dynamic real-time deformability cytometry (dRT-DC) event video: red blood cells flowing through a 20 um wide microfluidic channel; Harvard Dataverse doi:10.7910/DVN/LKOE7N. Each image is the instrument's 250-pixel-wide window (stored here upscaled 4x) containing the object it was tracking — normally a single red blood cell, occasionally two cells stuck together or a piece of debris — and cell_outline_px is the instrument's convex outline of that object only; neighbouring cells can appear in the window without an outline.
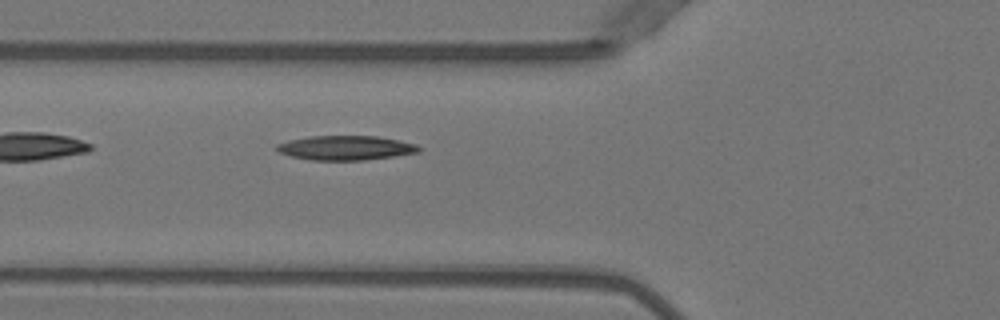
{"species": "Egyptian fruit bat (a non-hibernating species)", "species_latin": "Rousettus aegyptiacus", "temperature_condition": "warm", "stored_images_in_passage": 3, "camera_frame_rate_fps": 3000, "um_per_image_px": 0.085, "animal": {"sex": "female"}, "frame": {"image": 1, "passage_image": 3, "time_ms": 0.667, "image_size_px": [1000, 320], "cell_outline_px": [[424, 148], [420, 152], [364, 160], [312, 160], [292, 156], [280, 152], [276, 148], [276, 144], [288, 140], [308, 136], [376, 136], [416, 144]], "centroid_in_image_um": [29.39, 12.56], "position_along_channel_um": 96.4, "area_um2": 20.11}}